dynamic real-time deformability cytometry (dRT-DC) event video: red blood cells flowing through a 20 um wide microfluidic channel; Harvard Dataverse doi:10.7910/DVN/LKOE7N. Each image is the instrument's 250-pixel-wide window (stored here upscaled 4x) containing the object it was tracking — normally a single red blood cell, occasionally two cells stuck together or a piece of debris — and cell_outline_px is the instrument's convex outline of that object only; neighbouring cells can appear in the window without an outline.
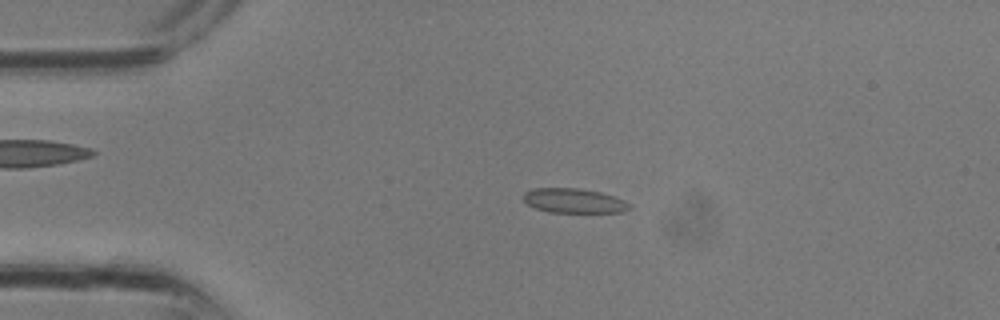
{"species": "common noctule bat (a hibernating species)", "species_latin": "Nyctalus noctula", "temperature_condition": "room temperature", "stored_images_in_passage": 20, "camera_frame_rate_fps": 3000, "um_per_image_px": 0.085, "animal": {"sex": "male", "body_mass_g": 13.3}, "frame": {"image": 1, "passage_image": 6, "time_ms": 1.667, "image_size_px": [1000, 320], "cell_outline_px": [[632, 208], [620, 212], [548, 212], [536, 208], [528, 204], [524, 200], [524, 192], [532, 188], [576, 188], [600, 192], [624, 200]], "centroid_in_image_um": [48.75, 17.06], "position_along_channel_um": 36.2, "area_um2": 14.97}}
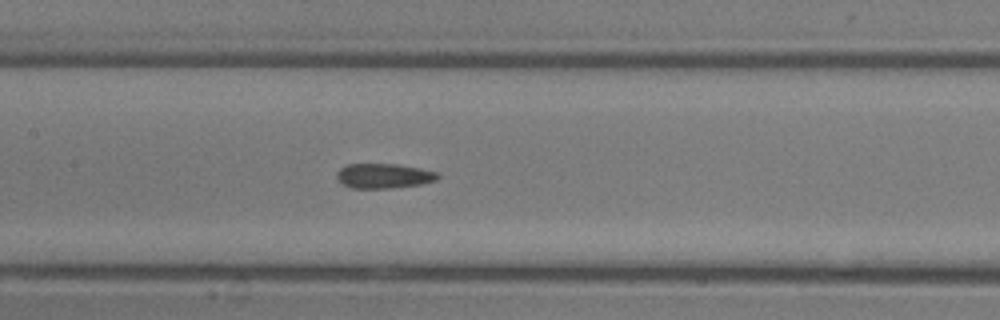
{"frame": {"image": 2, "passage_image": 14, "time_ms": 4.333, "image_size_px": [1000, 320], "cell_outline_px": [[440, 176], [436, 180], [420, 184], [388, 188], [352, 188], [344, 184], [336, 176], [336, 172], [340, 168], [348, 164], [396, 164], [420, 168], [436, 172]], "centroid_in_image_um": [32.61, 14.94], "position_along_channel_um": 174.8, "area_um2": 14.39}}
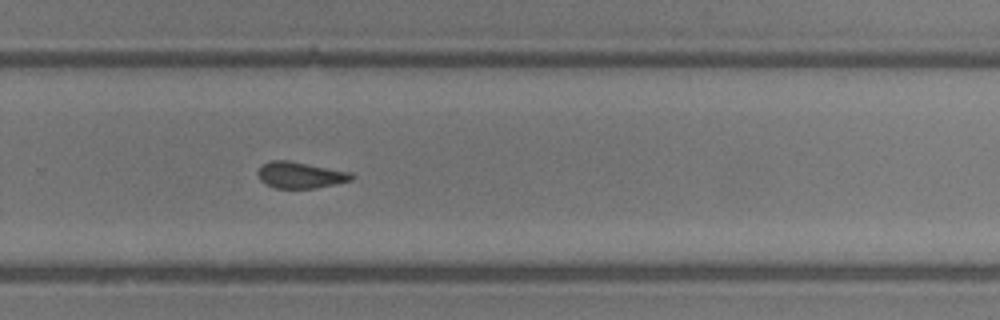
{"frame": {"image": 3, "passage_image": 20, "time_ms": 6.333, "image_size_px": [1000, 320], "cell_outline_px": [[356, 176], [352, 180], [336, 184], [316, 188], [276, 188], [264, 184], [260, 180], [256, 172], [260, 164], [268, 160], [288, 160], [352, 172]], "centroid_in_image_um": [25.5, 14.87], "position_along_channel_um": 304.3, "area_um2": 14.74}}